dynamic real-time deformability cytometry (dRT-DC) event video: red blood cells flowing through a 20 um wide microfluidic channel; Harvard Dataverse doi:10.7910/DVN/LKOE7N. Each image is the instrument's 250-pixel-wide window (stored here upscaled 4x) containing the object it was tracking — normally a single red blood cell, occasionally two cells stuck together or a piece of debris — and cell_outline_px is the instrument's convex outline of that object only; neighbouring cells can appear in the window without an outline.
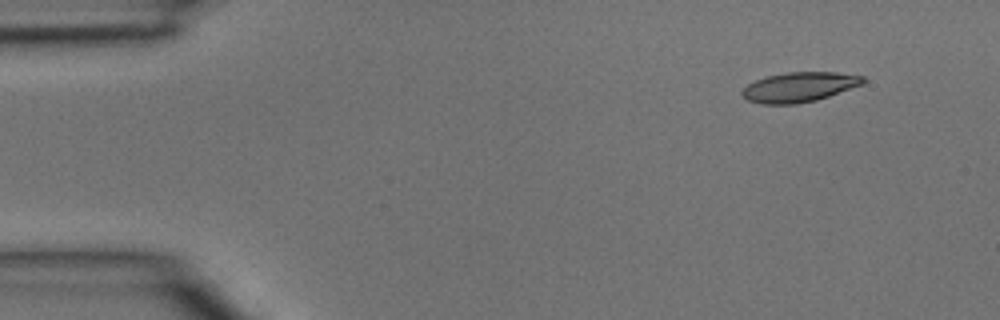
{"species": "common noctule bat (a hibernating species)", "species_latin": "Nyctalus noctula", "temperature_condition": "room temperature", "stored_images_in_passage": 3, "camera_frame_rate_fps": 3000, "um_per_image_px": 0.085, "animal": {"sex": "male", "body_mass_g": 15.6}, "frame": {"image": 1, "passage_image": 1, "time_ms": 0.0, "image_size_px": [1000, 320], "cell_outline_px": [[868, 80], [864, 84], [816, 100], [796, 104], [760, 104], [748, 100], [740, 92], [748, 84], [756, 80], [768, 76], [788, 72], [836, 72], [864, 76]], "centroid_in_image_um": [67.97, 7.4], "position_along_channel_um": 17.0, "area_um2": 20.98}}